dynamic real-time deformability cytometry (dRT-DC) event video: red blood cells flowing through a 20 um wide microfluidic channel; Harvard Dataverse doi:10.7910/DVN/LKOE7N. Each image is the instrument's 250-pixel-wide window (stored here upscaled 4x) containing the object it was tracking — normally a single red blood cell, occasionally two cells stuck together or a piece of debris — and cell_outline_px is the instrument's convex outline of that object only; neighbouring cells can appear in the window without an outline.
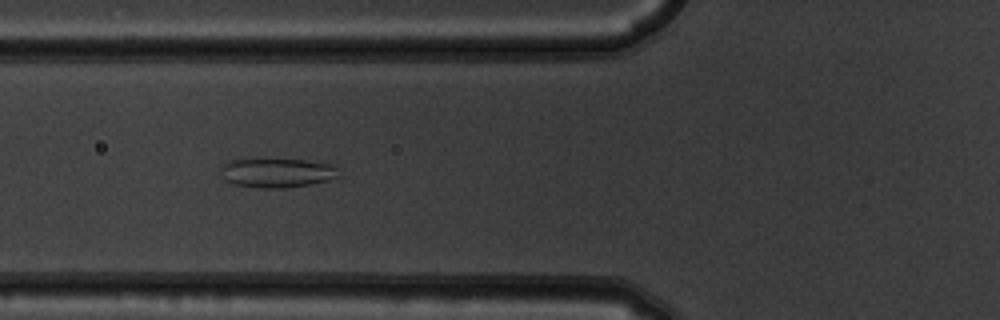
{"species": "common noctule bat (a hibernating species)", "species_latin": "Nyctalus noctula", "temperature_condition": "warm", "stored_images_in_passage": 10, "camera_frame_rate_fps": 3000, "um_per_image_px": 0.085, "animal": {"sex": "male", "body_mass_g": 19.5, "forearm_length_mm": 54.6}, "frame": {"image": 1, "passage_image": 6, "time_ms": 1.667, "image_size_px": [1000, 320], "cell_outline_px": [[340, 176], [328, 180], [312, 184], [288, 188], [260, 188], [232, 184], [224, 180], [220, 172], [220, 168], [228, 160], [244, 156], [304, 160], [332, 164], [336, 168]], "centroid_in_image_um": [23.45, 14.65], "position_along_channel_um": 102.3, "area_um2": 21.21}}
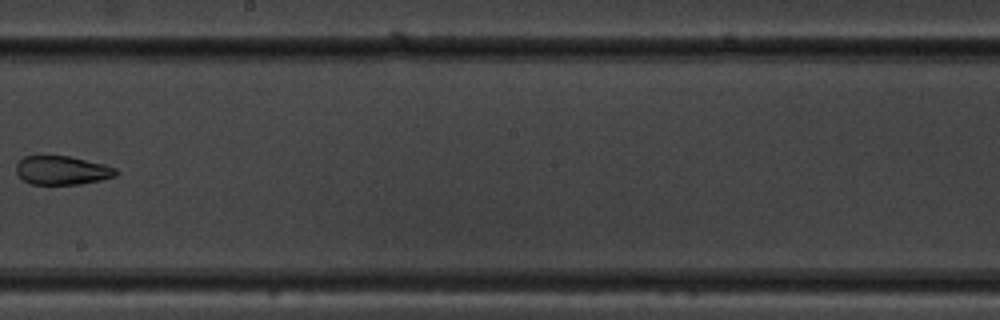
{"frame": {"image": 2, "passage_image": 9, "time_ms": 2.667, "image_size_px": [1000, 320], "cell_outline_px": [[116, 176], [100, 180], [80, 184], [32, 184], [24, 180], [16, 172], [16, 164], [24, 156], [68, 156], [104, 164], [116, 168]], "centroid_in_image_um": [5.27, 14.48], "position_along_channel_um": 242.9, "area_um2": 16.53}}